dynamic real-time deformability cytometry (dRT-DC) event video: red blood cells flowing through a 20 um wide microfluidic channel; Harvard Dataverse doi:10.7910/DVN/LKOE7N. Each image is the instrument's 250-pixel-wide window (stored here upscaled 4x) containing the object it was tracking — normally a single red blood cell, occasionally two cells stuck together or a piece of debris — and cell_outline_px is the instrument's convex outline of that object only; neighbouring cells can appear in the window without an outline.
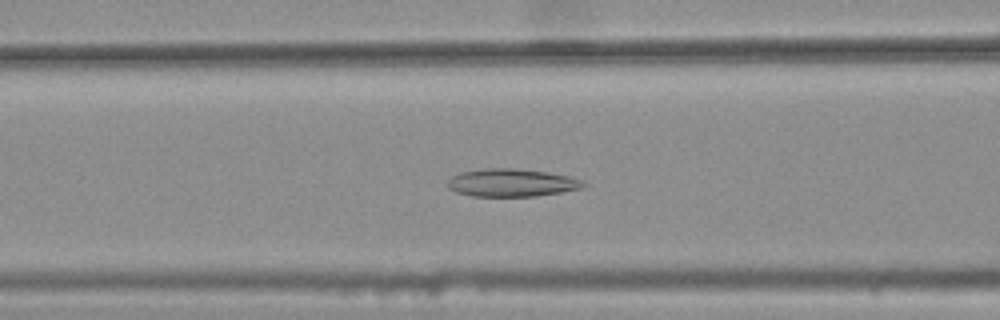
{"species": "common noctule bat (a hibernating species)", "species_latin": "Nyctalus noctula", "temperature_condition": "warm", "stored_images_in_passage": 41, "camera_frame_rate_fps": 3000, "um_per_image_px": 0.085, "animal": {"sex": "female", "body_mass_g": 25.1}, "frame": {"image": 1, "passage_image": 20, "time_ms": 6.333, "image_size_px": [1000, 320], "cell_outline_px": [[588, 184], [584, 188], [536, 196], [472, 196], [456, 192], [448, 188], [448, 180], [452, 176], [460, 172], [484, 168], [512, 168], [548, 172], [568, 176], [580, 180]], "centroid_in_image_um": [43.48, 15.53], "position_along_channel_um": 123.1, "area_um2": 22.02}}
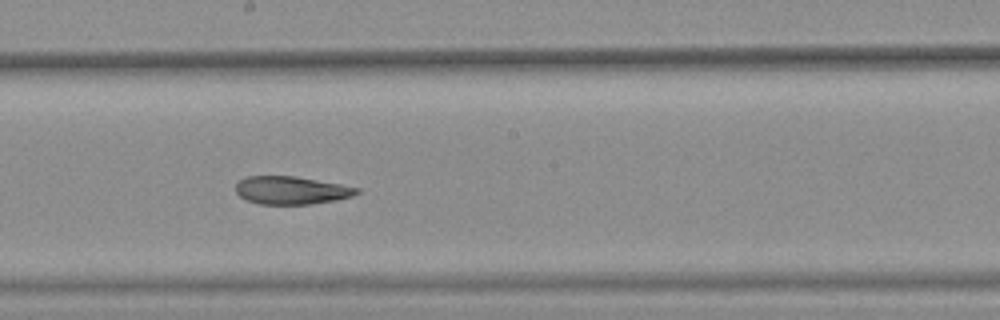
{"frame": {"image": 2, "passage_image": 28, "time_ms": 9.0, "image_size_px": [1000, 320], "cell_outline_px": [[360, 192], [352, 196], [336, 200], [312, 204], [260, 204], [248, 200], [240, 196], [236, 192], [236, 184], [244, 176], [296, 176], [340, 184], [360, 188]], "centroid_in_image_um": [24.77, 16.17], "position_along_channel_um": 223.4, "area_um2": 19.71}}
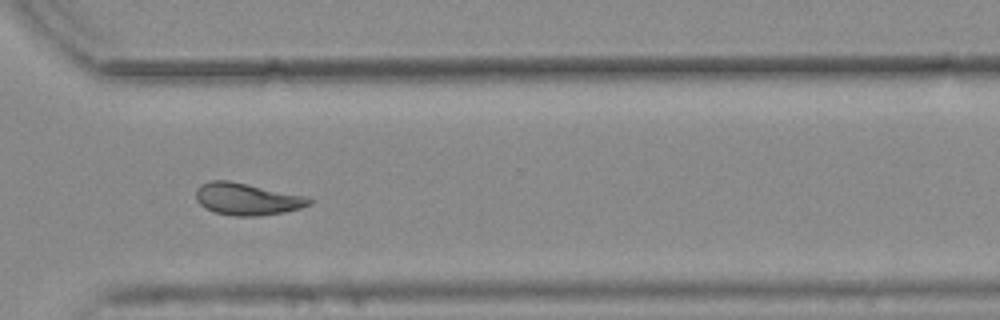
{"frame": {"image": 3, "passage_image": 38, "time_ms": 12.333, "image_size_px": [1000, 320], "cell_outline_px": [[312, 204], [300, 208], [284, 212], [260, 216], [232, 216], [216, 212], [204, 208], [196, 200], [196, 188], [200, 184], [212, 180], [228, 180], [248, 184], [304, 196], [312, 200]], "centroid_in_image_um": [20.96, 16.92], "position_along_channel_um": 349.6, "area_um2": 21.1}, "authors_computed_cell_mechanics": {"area_um2": 21.2704, "velocity_mm_per_s": 3.7692, "shape_relaxation_time_tau1_ms": null, "shape_relaxation_time_tau2_ms": 3.1992, "deformation_change_tau1": null, "deformation_change_tau2": 0.0963}}